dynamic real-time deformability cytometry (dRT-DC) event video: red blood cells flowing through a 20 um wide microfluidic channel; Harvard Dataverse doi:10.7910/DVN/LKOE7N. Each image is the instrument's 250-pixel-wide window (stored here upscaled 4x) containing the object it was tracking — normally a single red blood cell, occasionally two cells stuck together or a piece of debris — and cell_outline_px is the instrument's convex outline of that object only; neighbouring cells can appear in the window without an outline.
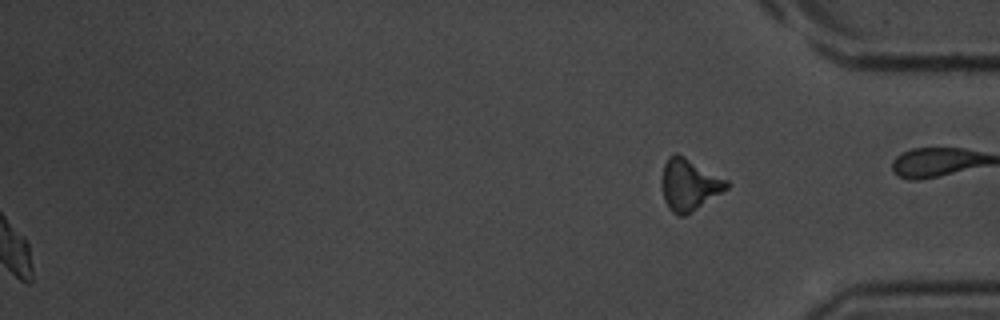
{"species": "common noctule bat (a hibernating species)", "species_latin": "Nyctalus noctula", "temperature_condition": "room temperature", "stored_images_in_passage": 40, "segment_of_instrument_passage": [2, 2], "camera_frame_rate_fps": 3000, "um_per_image_px": 0.085, "animal": {"sex": "male", "body_mass_g": 20.1, "forearm_length_mm": 53.5}, "frame": {"image": 1, "passage_image": 40, "time_ms": 13.0, "image_size_px": [1000, 320], "cell_outline_px": [[728, 188], [684, 216], [680, 216], [672, 212], [668, 208], [664, 200], [660, 184], [660, 180], [664, 164], [668, 156], [672, 152], [676, 152], [728, 180]], "centroid_in_image_um": [58.52, 15.67], "position_along_channel_um": 376.7, "area_um2": 19.54}}